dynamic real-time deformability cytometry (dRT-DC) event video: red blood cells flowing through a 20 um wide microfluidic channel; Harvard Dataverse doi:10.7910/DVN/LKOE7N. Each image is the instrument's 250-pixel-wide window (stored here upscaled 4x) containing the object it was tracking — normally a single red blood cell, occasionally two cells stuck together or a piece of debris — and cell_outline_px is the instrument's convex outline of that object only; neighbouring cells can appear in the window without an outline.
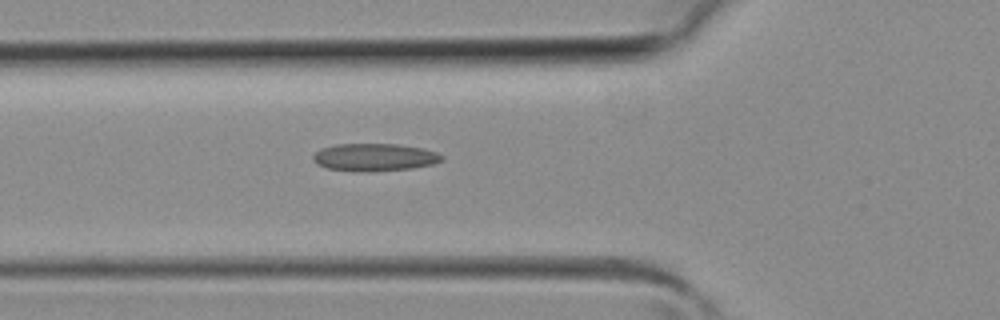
{"species": "common noctule bat (a hibernating species)", "species_latin": "Nyctalus noctula", "temperature_condition": "room temperature", "stored_images_in_passage": 35, "camera_frame_rate_fps": 3000, "um_per_image_px": 0.085, "animal": {"sex": "female", "body_mass_g": 19.3, "forearm_length_mm": 54.1}, "frame": {"image": 1, "passage_image": 14, "time_ms": 4.333, "image_size_px": [1000, 320], "cell_outline_px": [[444, 160], [432, 164], [412, 168], [368, 172], [328, 168], [316, 164], [312, 160], [312, 156], [320, 148], [336, 144], [396, 144], [420, 148], [436, 152], [444, 156]], "centroid_in_image_um": [31.81, 13.36], "position_along_channel_um": 94.0, "area_um2": 20.63}}
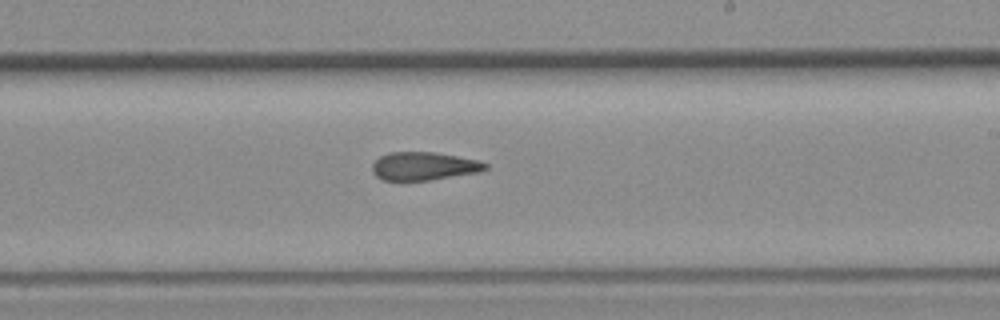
{"frame": {"image": 2, "passage_image": 23, "time_ms": 7.333, "image_size_px": [1000, 320], "cell_outline_px": [[488, 168], [480, 172], [428, 180], [380, 180], [372, 172], [372, 164], [380, 156], [392, 152], [432, 152], [480, 160], [488, 164]], "centroid_in_image_um": [36.03, 14.12], "position_along_channel_um": 253.0, "area_um2": 18.55}}
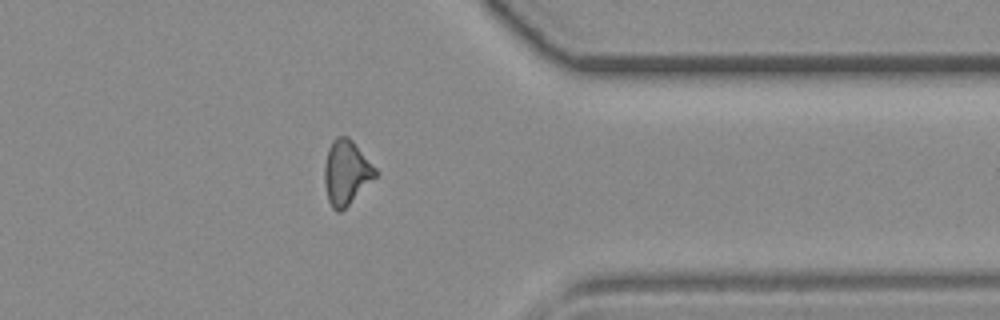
{"frame": {"image": 3, "passage_image": 31, "time_ms": 10.0, "image_size_px": [1000, 320], "cell_outline_px": [[380, 172], [340, 212], [336, 212], [332, 208], [328, 200], [324, 184], [324, 164], [328, 148], [332, 140], [336, 136], [348, 136], [352, 140]], "centroid_in_image_um": [29.42, 14.63], "position_along_channel_um": 382.0, "area_um2": 19.13}}